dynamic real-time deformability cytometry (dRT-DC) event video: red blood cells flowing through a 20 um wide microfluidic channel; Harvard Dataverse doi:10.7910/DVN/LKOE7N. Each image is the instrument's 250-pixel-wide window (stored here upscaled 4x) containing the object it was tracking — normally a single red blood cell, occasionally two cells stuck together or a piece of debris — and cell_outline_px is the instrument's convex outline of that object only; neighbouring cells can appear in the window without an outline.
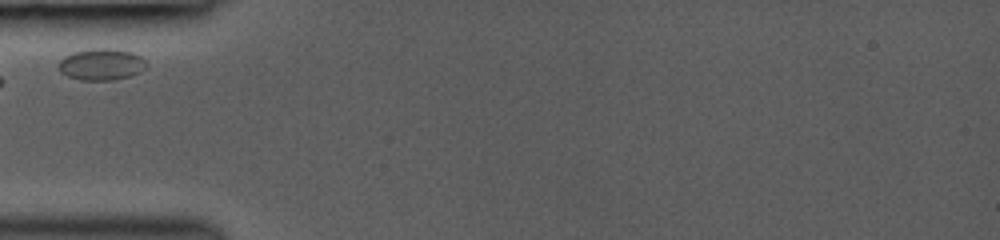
{"species": "common noctule bat (a hibernating species)", "species_latin": "Nyctalus noctula", "temperature_condition": "room temperature", "stored_images_in_passage": 25, "camera_frame_rate_fps": 3000, "um_per_image_px": 0.085, "animal": {"sex": "female", "body_mass_g": 19.0, "forearm_length_mm": 53.3}, "frame": {"image": 1, "passage_image": 1, "time_ms": 0.0, "image_size_px": [1000, 240], "cell_outline_px": [[148, 68], [140, 72], [128, 76], [112, 80], [80, 80], [68, 76], [60, 72], [56, 64], [64, 56], [72, 52], [92, 48], [112, 48], [132, 52], [140, 56], [144, 60]], "centroid_in_image_um": [8.59, 5.46], "position_along_channel_um": 76.4, "area_um2": 16.36}}